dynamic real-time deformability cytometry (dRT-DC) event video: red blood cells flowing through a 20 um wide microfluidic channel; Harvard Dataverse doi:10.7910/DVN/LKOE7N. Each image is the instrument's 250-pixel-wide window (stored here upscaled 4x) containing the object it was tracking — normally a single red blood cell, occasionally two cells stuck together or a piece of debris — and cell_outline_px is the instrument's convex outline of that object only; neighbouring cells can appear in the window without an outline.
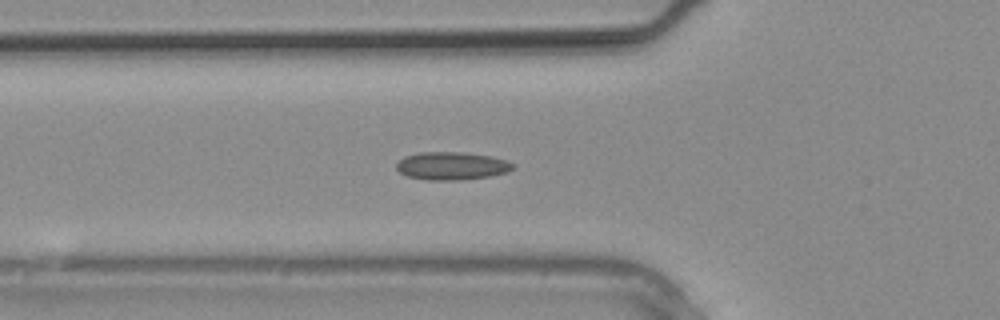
{"species": "common noctule bat (a hibernating species)", "species_latin": "Nyctalus noctula", "temperature_condition": "warm", "stored_images_in_passage": 12, "camera_frame_rate_fps": 3000, "um_per_image_px": 0.085, "animal": {"sex": "male", "body_mass_g": 20.4}, "frame": {"image": 1, "passage_image": 10, "time_ms": 3.0, "image_size_px": [1000, 320], "cell_outline_px": [[516, 168], [508, 172], [488, 176], [460, 180], [428, 180], [408, 176], [400, 172], [396, 168], [396, 164], [404, 156], [420, 152], [460, 152], [488, 156], [508, 160], [516, 164]], "centroid_in_image_um": [38.43, 14.1], "position_along_channel_um": 87.4, "area_um2": 18.96}}